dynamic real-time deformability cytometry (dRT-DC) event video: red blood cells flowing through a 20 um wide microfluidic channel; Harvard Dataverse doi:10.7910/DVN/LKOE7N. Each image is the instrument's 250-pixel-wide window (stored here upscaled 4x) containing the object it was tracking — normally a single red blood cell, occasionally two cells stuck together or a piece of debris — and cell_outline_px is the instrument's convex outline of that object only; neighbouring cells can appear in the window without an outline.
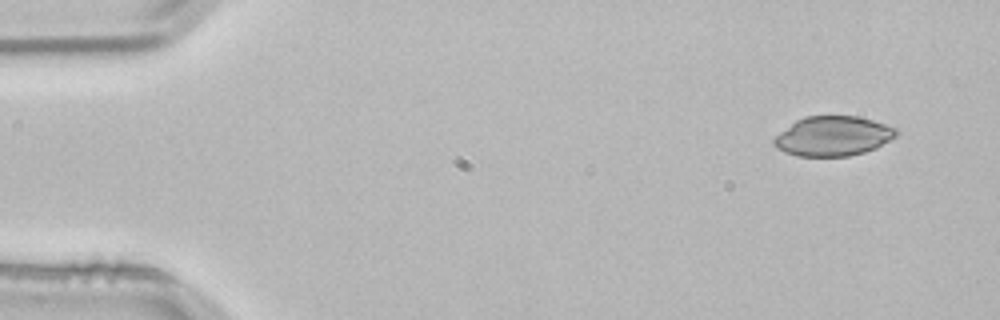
{"species": "common noctule bat (a hibernating species)", "species_latin": "Nyctalus noctula", "temperature_condition": "room temperature", "stored_images_in_passage": 3, "camera_frame_rate_fps": 3000, "um_per_image_px": 0.085, "animal": {"sex": "male", "body_mass_g": 21.5, "forearm_length_mm": 52.0}, "frame": {"image": 1, "passage_image": 1, "time_ms": 0.0, "image_size_px": [1000, 320], "cell_outline_px": [[900, 132], [896, 136], [876, 148], [864, 152], [848, 156], [796, 156], [784, 152], [776, 148], [772, 144], [772, 140], [780, 132], [796, 120], [804, 116], [856, 116], [872, 120], [896, 128]], "centroid_in_image_um": [70.79, 11.57], "position_along_channel_um": 14.2, "area_um2": 28.32}}